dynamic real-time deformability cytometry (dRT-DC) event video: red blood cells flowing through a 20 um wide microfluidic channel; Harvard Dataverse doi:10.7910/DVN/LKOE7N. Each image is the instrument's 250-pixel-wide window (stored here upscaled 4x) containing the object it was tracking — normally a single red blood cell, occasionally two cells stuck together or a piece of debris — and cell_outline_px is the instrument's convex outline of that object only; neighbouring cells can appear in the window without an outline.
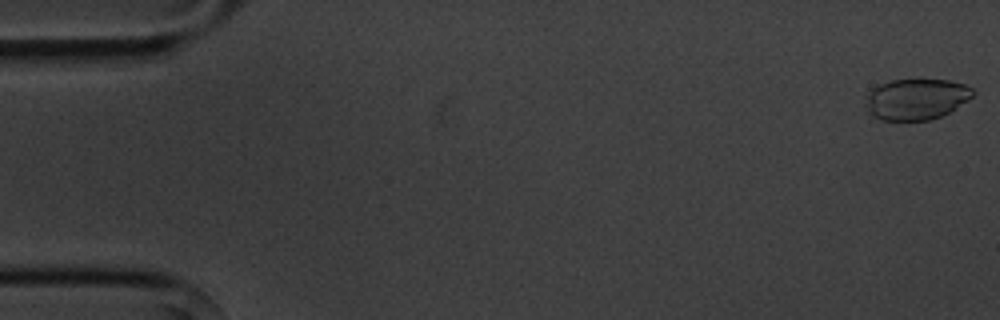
{"species": "common noctule bat (a hibernating species)", "species_latin": "Nyctalus noctula", "temperature_condition": "cold", "stored_images_in_passage": 4, "camera_frame_rate_fps": 3000, "um_per_image_px": 0.085, "animal": {"sex": "male", "body_mass_g": 20.1, "forearm_length_mm": 53.5}, "frame": {"image": 1, "passage_image": 1, "time_ms": 0.0, "image_size_px": [1000, 320], "cell_outline_px": [[976, 92], [968, 100], [948, 112], [940, 116], [928, 120], [880, 120], [872, 116], [868, 108], [868, 92], [872, 88], [880, 84], [892, 80], [948, 80], [964, 84], [972, 88]], "centroid_in_image_um": [77.9, 8.42], "position_along_channel_um": 7.1, "area_um2": 25.26}}